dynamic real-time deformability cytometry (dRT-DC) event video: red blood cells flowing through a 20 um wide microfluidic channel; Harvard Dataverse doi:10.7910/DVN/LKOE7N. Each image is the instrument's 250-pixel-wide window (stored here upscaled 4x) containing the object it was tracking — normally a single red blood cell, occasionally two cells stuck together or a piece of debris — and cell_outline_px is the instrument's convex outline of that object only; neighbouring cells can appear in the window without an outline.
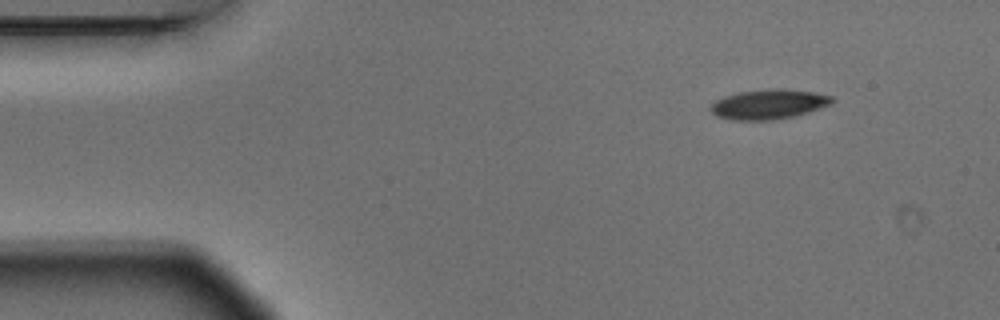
{"species": "Egyptian fruit bat (a non-hibernating species)", "species_latin": "Rousettus aegyptiacus", "temperature_condition": "warm", "stored_images_in_passage": 4, "camera_frame_rate_fps": 3000, "um_per_image_px": 0.085, "animal": {"sex": "male"}, "frame": {"image": 1, "passage_image": 1, "time_ms": 0.0, "image_size_px": [1000, 320], "cell_outline_px": [[836, 100], [832, 104], [808, 112], [792, 116], [772, 120], [732, 120], [716, 116], [712, 112], [712, 104], [716, 100], [724, 96], [740, 92], [780, 88], [812, 92], [832, 96]], "centroid_in_image_um": [65.36, 8.86], "position_along_channel_um": 19.6, "area_um2": 20.81}}
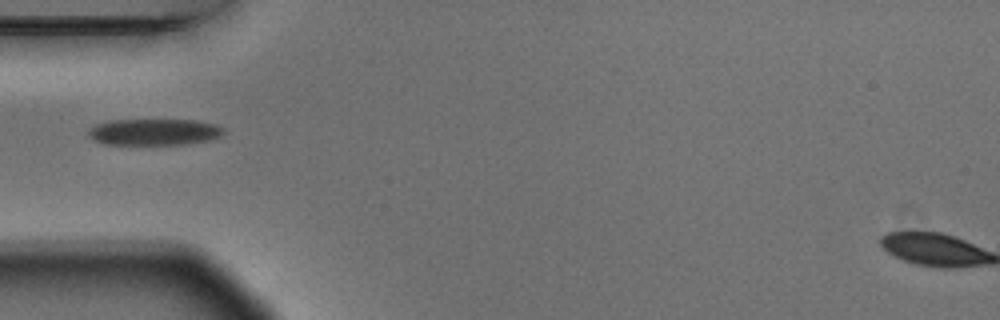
{"frame": {"image": 2, "passage_image": 4, "time_ms": 1.0, "image_size_px": [1000, 320], "cell_outline_px": [[224, 132], [220, 136], [212, 140], [184, 144], [104, 144], [92, 140], [88, 132], [96, 124], [108, 120], [196, 120], [216, 124], [224, 128]], "centroid_in_image_um": [13.13, 11.21], "position_along_channel_um": 71.9, "area_um2": 20.87}}